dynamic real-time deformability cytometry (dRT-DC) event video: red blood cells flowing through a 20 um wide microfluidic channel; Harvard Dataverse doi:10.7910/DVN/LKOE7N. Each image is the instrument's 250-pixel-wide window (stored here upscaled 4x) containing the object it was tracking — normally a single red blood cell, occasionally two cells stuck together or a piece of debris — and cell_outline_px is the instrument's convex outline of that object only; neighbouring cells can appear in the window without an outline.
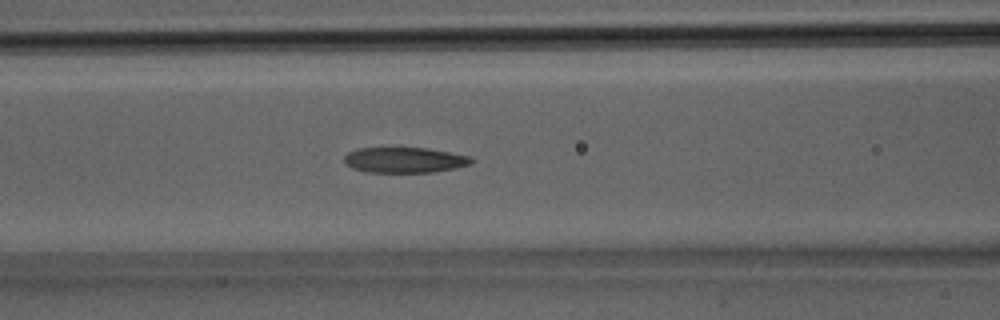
{"species": "Egyptian fruit bat (a non-hibernating species)", "species_latin": "Rousettus aegyptiacus", "temperature_condition": "room temperature", "stored_images_in_passage": 33, "camera_frame_rate_fps": 3000, "um_per_image_px": 0.085, "animal": {"sex": "male"}, "frame": {"image": 1, "passage_image": 13, "time_ms": 4.0, "image_size_px": [1000, 320], "cell_outline_px": [[476, 160], [472, 164], [456, 168], [432, 172], [368, 172], [352, 168], [344, 164], [344, 156], [348, 152], [356, 148], [428, 148], [472, 156]], "centroid_in_image_um": [34.42, 13.6], "position_along_channel_um": 132.2, "area_um2": 19.13}}
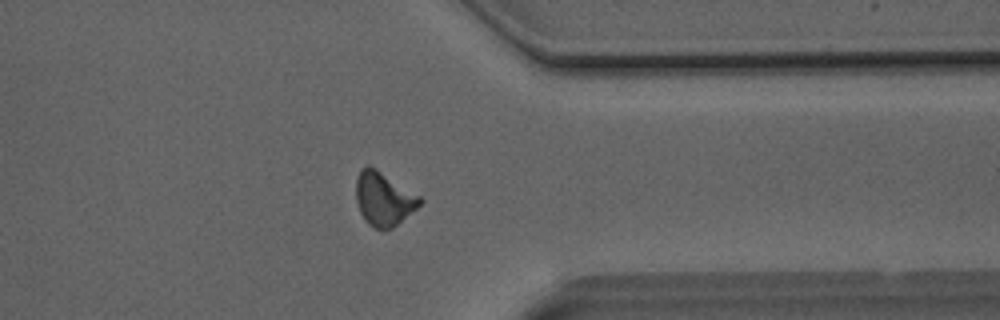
{"frame": {"image": 2, "passage_image": 25, "time_ms": 8.0, "image_size_px": [1000, 320], "cell_outline_px": [[424, 200], [416, 208], [392, 228], [380, 232], [368, 224], [360, 212], [356, 200], [356, 176], [360, 168], [368, 164], [376, 168], [420, 196]], "centroid_in_image_um": [32.58, 16.89], "position_along_channel_um": 378.8, "area_um2": 20.11}}
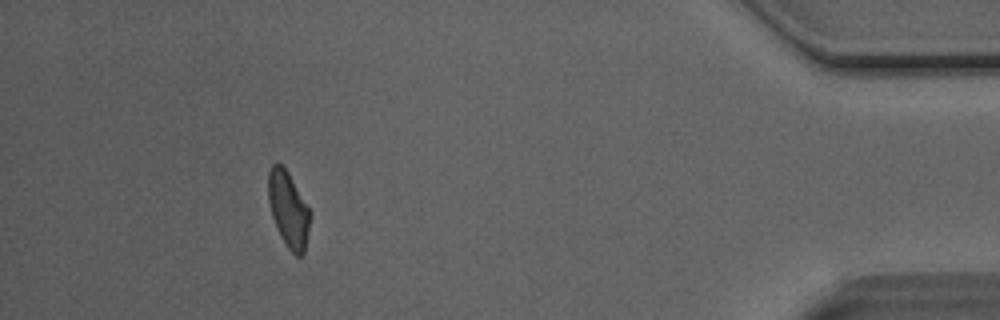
{"frame": {"image": 3, "passage_image": 29, "time_ms": 9.333, "image_size_px": [1000, 320], "cell_outline_px": [[312, 212], [304, 252], [300, 256], [296, 256], [288, 248], [280, 236], [272, 216], [268, 200], [268, 172], [272, 164], [276, 160], [288, 172]], "centroid_in_image_um": [24.51, 17.77], "position_along_channel_um": 410.7, "area_um2": 18.55}}